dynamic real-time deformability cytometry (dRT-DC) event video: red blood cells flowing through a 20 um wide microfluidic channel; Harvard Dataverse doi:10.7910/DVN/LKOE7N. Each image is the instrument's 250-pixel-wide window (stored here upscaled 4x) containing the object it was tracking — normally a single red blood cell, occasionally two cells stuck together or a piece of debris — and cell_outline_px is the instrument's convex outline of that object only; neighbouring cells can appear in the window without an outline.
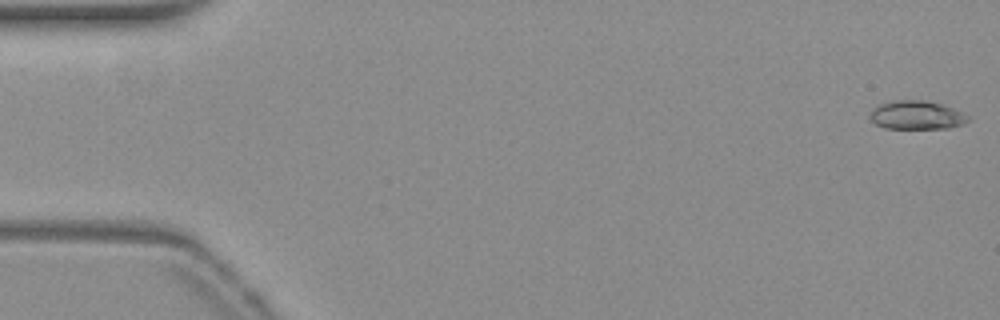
{"species": "common noctule bat (a hibernating species)", "species_latin": "Nyctalus noctula", "temperature_condition": "warm", "stored_images_in_passage": 53, "camera_frame_rate_fps": 3000, "um_per_image_px": 0.085, "animal": {"sex": "female", "body_mass_g": 19.3, "forearm_length_mm": 54.1}, "frame": {"image": 1, "passage_image": 1, "time_ms": 0.0, "image_size_px": [1000, 320], "cell_outline_px": [[968, 120], [964, 124], [948, 128], [884, 128], [876, 124], [868, 116], [872, 108], [888, 100], [924, 100], [940, 104], [952, 108], [968, 116]], "centroid_in_image_um": [77.85, 9.78], "position_along_channel_um": 7.1, "area_um2": 16.3}}
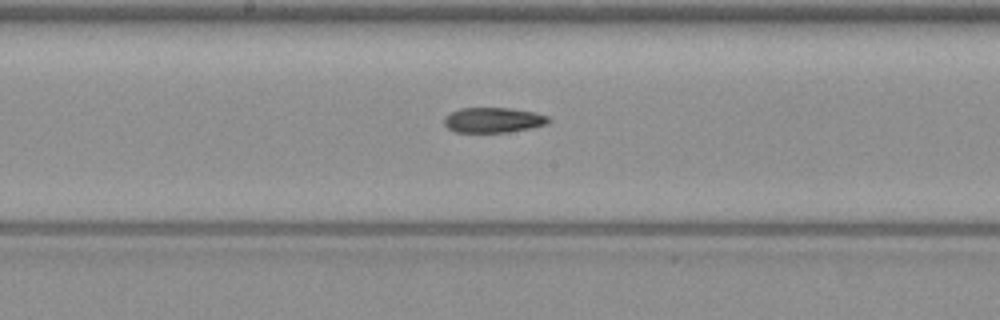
{"frame": {"image": 2, "passage_image": 28, "time_ms": 9.0, "image_size_px": [1000, 320], "cell_outline_px": [[548, 120], [544, 124], [528, 128], [504, 132], [456, 132], [448, 128], [444, 124], [444, 116], [460, 108], [512, 108], [532, 112], [548, 116]], "centroid_in_image_um": [41.85, 10.19], "position_along_channel_um": 206.4, "area_um2": 14.97}}
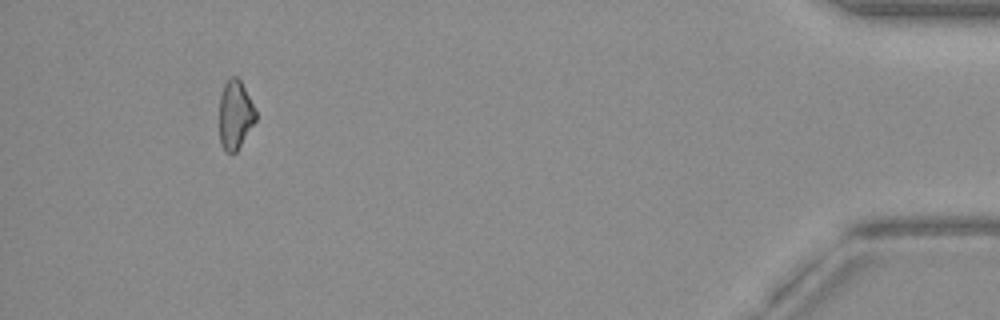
{"frame": {"image": 3, "passage_image": 50, "time_ms": 16.333, "image_size_px": [1000, 320], "cell_outline_px": [[256, 120], [236, 152], [224, 152], [220, 144], [220, 96], [224, 84], [228, 76], [236, 76], [240, 80], [256, 108]], "centroid_in_image_um": [19.99, 9.74], "position_along_channel_um": 415.2, "area_um2": 14.68}}